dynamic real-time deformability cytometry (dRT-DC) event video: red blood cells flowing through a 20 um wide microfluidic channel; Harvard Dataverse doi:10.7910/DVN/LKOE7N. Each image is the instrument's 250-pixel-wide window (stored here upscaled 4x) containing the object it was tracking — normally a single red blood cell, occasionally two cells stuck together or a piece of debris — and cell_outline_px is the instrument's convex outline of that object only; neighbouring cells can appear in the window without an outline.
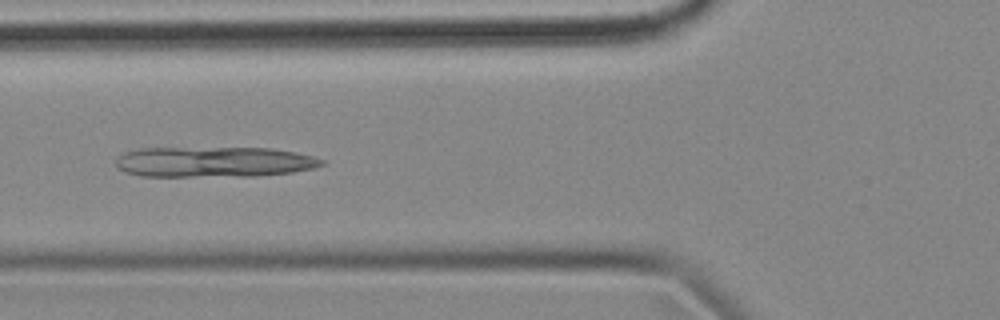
{"species": "common noctule bat (a hibernating species)", "species_latin": "Nyctalus noctula", "temperature_condition": "cold", "stored_images_in_passage": 7, "camera_frame_rate_fps": 3000, "um_per_image_px": 0.085, "animal": {"sex": "female", "body_mass_g": 18.4}, "frame": {"image": 1, "passage_image": 6, "time_ms": 1.667, "image_size_px": [1000, 320], "cell_outline_px": [[324, 164], [312, 168], [292, 172], [256, 176], [140, 176], [128, 172], [120, 168], [116, 164], [116, 160], [124, 152], [140, 148], [272, 148], [296, 152], [312, 156], [324, 160]], "centroid_in_image_um": [18.21, 13.76], "position_along_channel_um": 107.6, "area_um2": 36.41}}
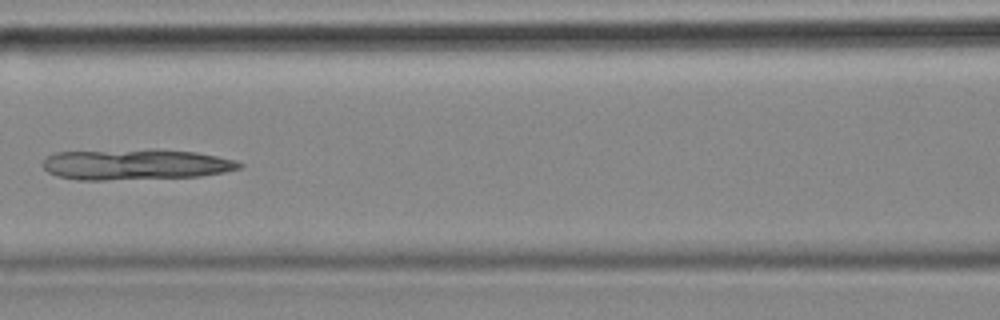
{"frame": {"image": 2, "passage_image": 7, "time_ms": 2.0, "image_size_px": [1000, 320], "cell_outline_px": [[244, 164], [240, 168], [224, 172], [200, 176], [104, 180], [80, 180], [60, 176], [48, 172], [44, 168], [44, 160], [48, 156], [56, 152], [152, 148], [196, 152], [236, 160]], "centroid_in_image_um": [11.55, 13.96], "position_along_channel_um": 155.1, "area_um2": 35.37}}